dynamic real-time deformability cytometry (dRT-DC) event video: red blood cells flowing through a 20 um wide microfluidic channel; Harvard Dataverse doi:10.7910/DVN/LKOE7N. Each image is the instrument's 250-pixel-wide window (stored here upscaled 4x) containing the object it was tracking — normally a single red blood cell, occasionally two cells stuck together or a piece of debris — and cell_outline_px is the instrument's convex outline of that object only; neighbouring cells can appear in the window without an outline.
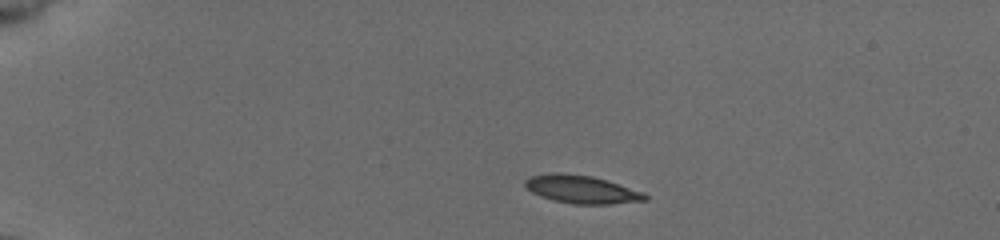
{"species": "common noctule bat (a hibernating species)", "species_latin": "Nyctalus noctula", "temperature_condition": "cold", "stored_images_in_passage": 43, "camera_frame_rate_fps": 3000, "um_per_image_px": 0.085, "animal": {"sex": "female", "body_mass_g": 19.5, "forearm_length_mm": 54.1}, "frame": {"image": 1, "passage_image": 6, "time_ms": 1.667, "image_size_px": [1000, 240], "cell_outline_px": [[648, 200], [608, 204], [572, 204], [552, 200], [540, 196], [532, 192], [524, 184], [524, 180], [532, 176], [552, 172], [564, 172], [592, 176], [608, 180], [644, 192], [648, 196]], "centroid_in_image_um": [49.45, 16.09], "position_along_channel_um": 35.6, "area_um2": 19.77}}
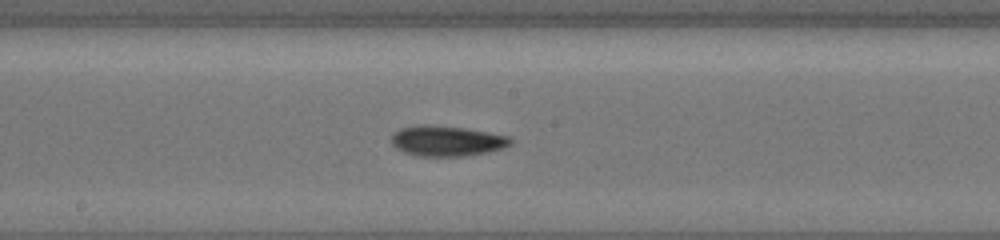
{"frame": {"image": 2, "passage_image": 22, "time_ms": 7.0, "image_size_px": [1000, 240], "cell_outline_px": [[512, 144], [504, 148], [488, 152], [464, 156], [416, 156], [404, 152], [396, 148], [392, 144], [392, 136], [400, 128], [420, 124], [424, 124], [464, 128], [508, 136], [512, 140]], "centroid_in_image_um": [37.98, 11.98], "position_along_channel_um": 210.2, "area_um2": 21.04}}
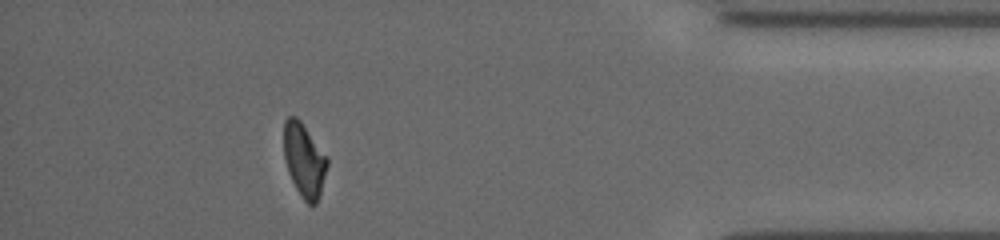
{"frame": {"image": 3, "passage_image": 38, "time_ms": 12.333, "image_size_px": [1000, 240], "cell_outline_px": [[328, 164], [320, 196], [316, 204], [312, 208], [304, 200], [296, 188], [288, 172], [284, 156], [284, 120], [288, 116], [296, 116], [300, 120], [328, 156]], "centroid_in_image_um": [25.87, 13.62], "position_along_channel_um": 409.3, "area_um2": 18.84}, "authors_computed_cell_mechanics": {"area_um2": 19.652, "velocity_mm_per_s": 3.9216, "shape_relaxation_time_tau1_ms": 4.4482, "shape_relaxation_time_tau2_ms": 3.0463, "deformation_change_tau1": 0.1433, "deformation_change_tau2": 0.0912}}